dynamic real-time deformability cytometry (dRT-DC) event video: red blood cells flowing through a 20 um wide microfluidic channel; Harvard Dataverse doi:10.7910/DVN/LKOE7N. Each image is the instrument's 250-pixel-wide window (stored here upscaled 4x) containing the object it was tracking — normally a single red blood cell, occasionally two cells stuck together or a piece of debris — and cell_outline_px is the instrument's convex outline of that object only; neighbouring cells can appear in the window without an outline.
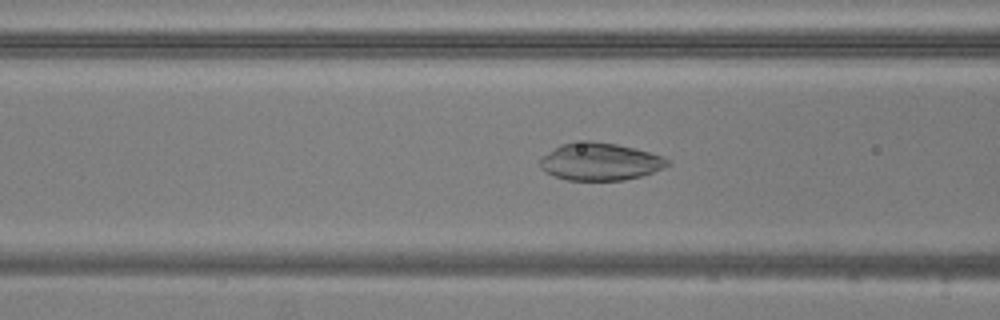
{"species": "common noctule bat (a hibernating species)", "species_latin": "Nyctalus noctula", "temperature_condition": "warm", "stored_images_in_passage": 36, "camera_frame_rate_fps": 3000, "um_per_image_px": 0.085, "animal": {"sex": "male", "body_mass_g": 20.5, "forearm_length_mm": 52.5}, "frame": {"image": 1, "passage_image": 11, "time_ms": 3.333, "image_size_px": [1000, 320], "cell_outline_px": [[672, 164], [664, 168], [640, 176], [624, 180], [568, 180], [556, 176], [540, 168], [540, 160], [544, 156], [560, 144], [588, 140], [592, 140], [616, 144], [664, 156]], "centroid_in_image_um": [51.03, 13.73], "position_along_channel_um": 115.6, "area_um2": 27.57}}
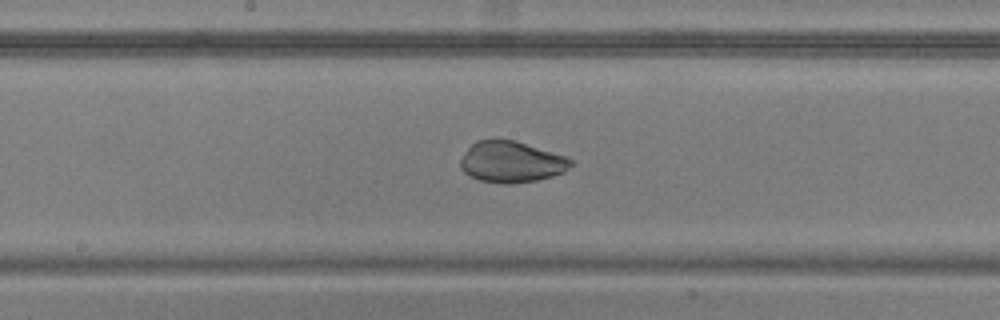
{"frame": {"image": 2, "passage_image": 18, "time_ms": 5.667, "image_size_px": [1000, 320], "cell_outline_px": [[572, 164], [564, 172], [552, 176], [536, 180], [512, 184], [504, 184], [480, 180], [464, 172], [460, 168], [460, 160], [468, 148], [476, 140], [516, 140], [564, 156], [572, 160]], "centroid_in_image_um": [43.45, 13.77], "position_along_channel_um": 204.7, "area_um2": 26.24}}
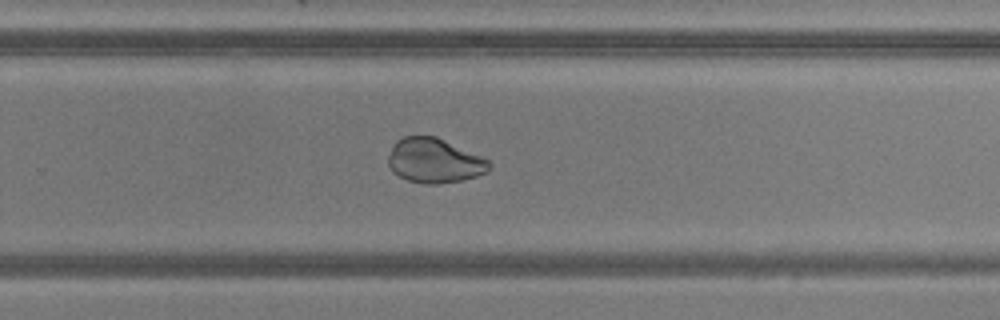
{"frame": {"image": 3, "passage_image": 25, "time_ms": 8.0, "image_size_px": [1000, 320], "cell_outline_px": [[492, 164], [488, 172], [476, 176], [460, 180], [436, 184], [424, 184], [408, 180], [392, 172], [388, 164], [388, 156], [392, 144], [396, 140], [404, 136], [436, 136], [492, 160]], "centroid_in_image_um": [36.93, 13.64], "position_along_channel_um": 292.9, "area_um2": 26.53}, "authors_computed_cell_mechanics": {"area_um2": 27.7729, "velocity_mm_per_s": 3.8084, "shape_relaxation_time_tau1_ms": 6.1254, "shape_relaxation_time_tau2_ms": 0.8131, "deformation_change_tau1": 0.2091, "deformation_change_tau2": 0.0378}}